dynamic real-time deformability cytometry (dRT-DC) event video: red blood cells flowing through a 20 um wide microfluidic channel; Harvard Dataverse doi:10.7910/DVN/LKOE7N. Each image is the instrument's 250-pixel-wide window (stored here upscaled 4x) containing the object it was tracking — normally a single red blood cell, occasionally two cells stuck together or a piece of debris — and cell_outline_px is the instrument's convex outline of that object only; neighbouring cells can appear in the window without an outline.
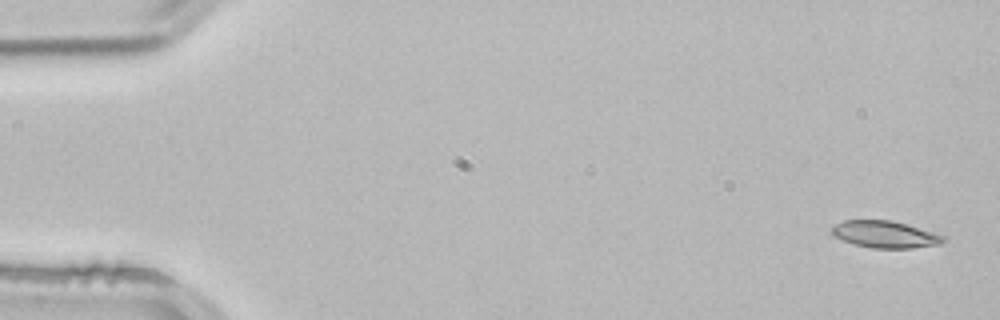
{"species": "common noctule bat (a hibernating species)", "species_latin": "Nyctalus noctula", "temperature_condition": "room temperature", "stored_images_in_passage": 3, "camera_frame_rate_fps": 3000, "um_per_image_px": 0.085, "animal": {"sex": "male", "body_mass_g": 21.5, "forearm_length_mm": 52.0}, "frame": {"image": 1, "passage_image": 1, "time_ms": 0.0, "image_size_px": [1000, 320], "cell_outline_px": [[944, 240], [940, 244], [912, 248], [872, 248], [856, 244], [844, 240], [836, 236], [832, 232], [832, 228], [836, 224], [844, 220], [892, 220], [908, 224], [944, 236]], "centroid_in_image_um": [75.25, 19.91], "position_along_channel_um": 9.8, "area_um2": 17.22}}
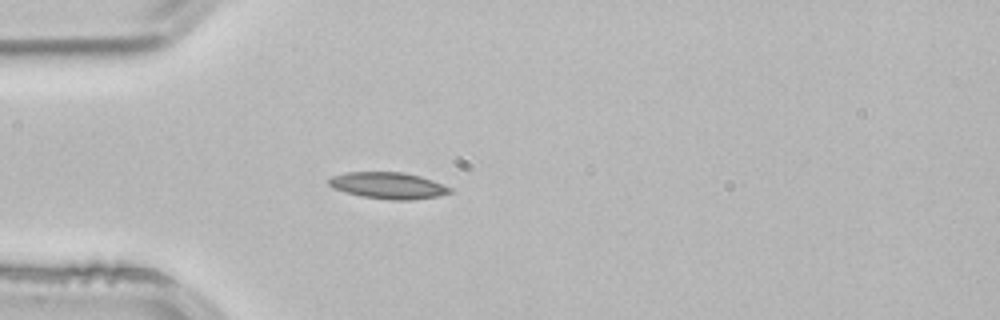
{"frame": {"image": 2, "passage_image": 3, "time_ms": 0.667, "image_size_px": [1000, 320], "cell_outline_px": [[452, 192], [440, 196], [412, 200], [392, 200], [360, 196], [332, 188], [328, 184], [328, 180], [332, 176], [348, 172], [404, 172], [420, 176], [432, 180], [452, 188]], "centroid_in_image_um": [33.01, 15.77], "position_along_channel_um": 52.0, "area_um2": 18.79}}